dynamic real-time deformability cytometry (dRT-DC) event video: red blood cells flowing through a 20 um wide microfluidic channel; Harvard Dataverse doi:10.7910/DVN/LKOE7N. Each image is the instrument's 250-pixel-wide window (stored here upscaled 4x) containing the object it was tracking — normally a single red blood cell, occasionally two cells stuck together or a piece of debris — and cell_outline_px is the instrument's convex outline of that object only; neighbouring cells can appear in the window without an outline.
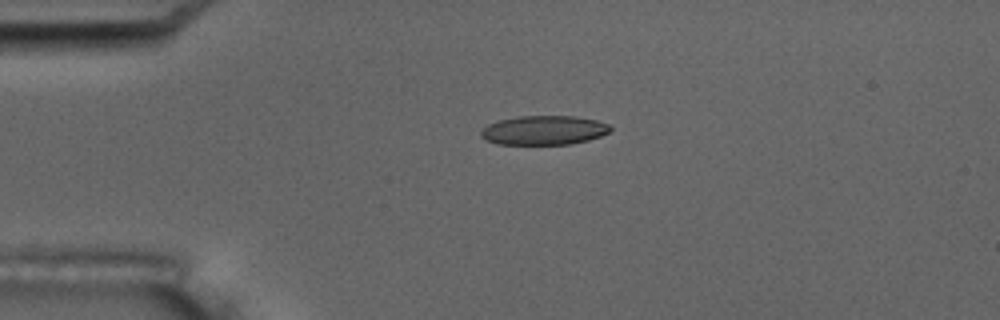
{"species": "common noctule bat (a hibernating species)", "species_latin": "Nyctalus noctula", "temperature_condition": "room temperature", "stored_images_in_passage": 2, "camera_frame_rate_fps": 3000, "um_per_image_px": 0.085, "animal": {"sex": "male", "body_mass_g": 17.5, "forearm_length_mm": 52.3}, "frame": {"image": 1, "passage_image": 1, "time_ms": 0.0, "image_size_px": [1000, 320], "cell_outline_px": [[612, 132], [588, 140], [572, 144], [496, 144], [480, 136], [480, 132], [488, 124], [500, 120], [520, 116], [576, 116], [596, 120], [608, 124], [612, 128]], "centroid_in_image_um": [46.27, 11.07], "position_along_channel_um": 38.7, "area_um2": 22.02}}